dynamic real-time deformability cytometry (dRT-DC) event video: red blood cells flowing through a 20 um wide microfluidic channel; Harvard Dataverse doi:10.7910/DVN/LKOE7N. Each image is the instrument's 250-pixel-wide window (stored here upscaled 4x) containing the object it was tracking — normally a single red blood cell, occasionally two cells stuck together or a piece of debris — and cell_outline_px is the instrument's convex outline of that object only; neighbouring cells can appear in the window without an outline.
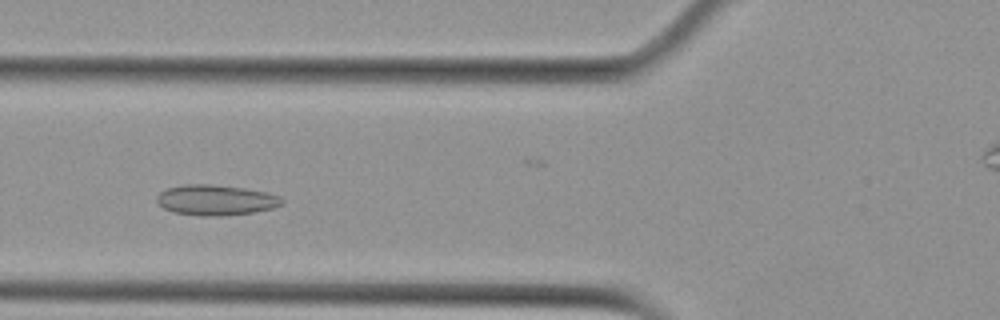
{"species": "Egyptian fruit bat (a non-hibernating species)", "species_latin": "Rousettus aegyptiacus", "temperature_condition": "cold", "stored_images_in_passage": 5, "camera_frame_rate_fps": 3000, "um_per_image_px": 0.085, "animal": {"sex": "female"}, "frame": {"image": 1, "passage_image": 4, "time_ms": 3.667, "image_size_px": [1000, 320], "cell_outline_px": [[284, 204], [272, 208], [252, 212], [224, 216], [200, 216], [172, 212], [164, 208], [156, 200], [156, 196], [164, 188], [184, 184], [212, 184], [244, 188], [268, 192], [280, 196], [284, 200]], "centroid_in_image_um": [18.34, 17.0], "position_along_channel_um": 107.5, "area_um2": 22.48}}
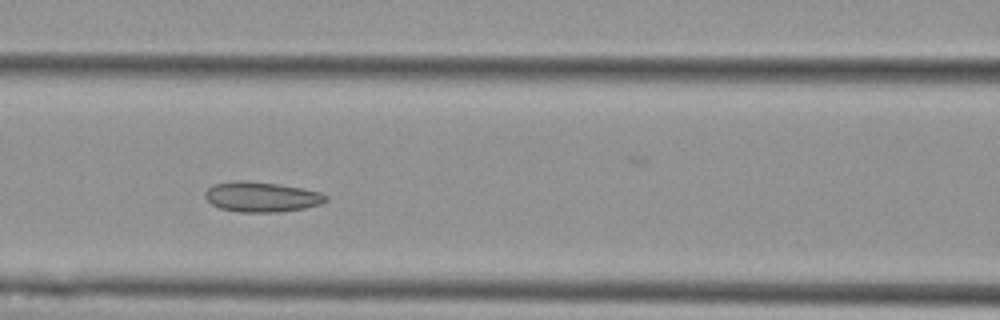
{"frame": {"image": 2, "passage_image": 5, "time_ms": 4.667, "image_size_px": [1000, 320], "cell_outline_px": [[328, 200], [320, 204], [304, 208], [276, 212], [240, 212], [220, 208], [212, 204], [204, 196], [204, 192], [212, 184], [236, 180], [244, 180], [276, 184], [300, 188], [320, 192], [328, 196]], "centroid_in_image_um": [22.2, 16.73], "position_along_channel_um": 144.4, "area_um2": 21.1}}